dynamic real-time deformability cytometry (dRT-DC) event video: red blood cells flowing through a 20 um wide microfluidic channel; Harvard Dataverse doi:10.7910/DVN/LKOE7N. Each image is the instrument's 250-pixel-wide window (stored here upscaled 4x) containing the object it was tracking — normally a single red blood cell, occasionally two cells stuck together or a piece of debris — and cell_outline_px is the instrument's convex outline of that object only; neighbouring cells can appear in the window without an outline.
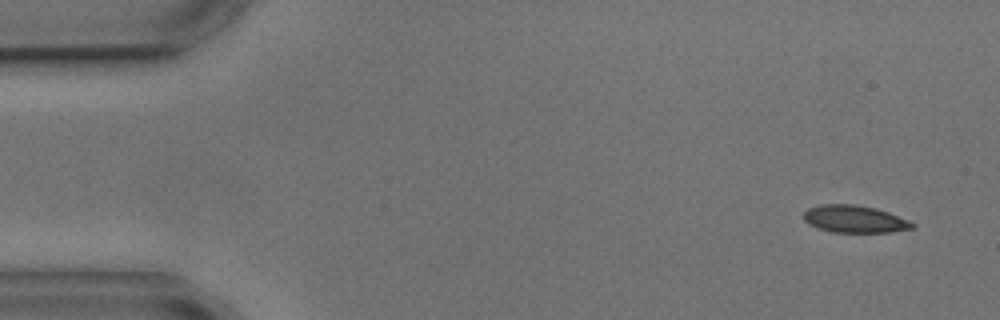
{"species": "common noctule bat (a hibernating species)", "species_latin": "Nyctalus noctula", "temperature_condition": "cold", "stored_images_in_passage": 7, "camera_frame_rate_fps": 3000, "um_per_image_px": 0.085, "animal": {"sex": "male", "body_mass_g": 17.9, "forearm_length_mm": 54.2}, "frame": {"image": 1, "passage_image": 1, "time_ms": 0.0, "image_size_px": [1000, 320], "cell_outline_px": [[916, 228], [892, 232], [832, 232], [808, 224], [804, 220], [804, 212], [808, 208], [820, 204], [856, 204], [876, 208], [888, 212], [908, 220], [916, 224]], "centroid_in_image_um": [72.66, 18.61], "position_along_channel_um": 12.3, "area_um2": 17.4}}